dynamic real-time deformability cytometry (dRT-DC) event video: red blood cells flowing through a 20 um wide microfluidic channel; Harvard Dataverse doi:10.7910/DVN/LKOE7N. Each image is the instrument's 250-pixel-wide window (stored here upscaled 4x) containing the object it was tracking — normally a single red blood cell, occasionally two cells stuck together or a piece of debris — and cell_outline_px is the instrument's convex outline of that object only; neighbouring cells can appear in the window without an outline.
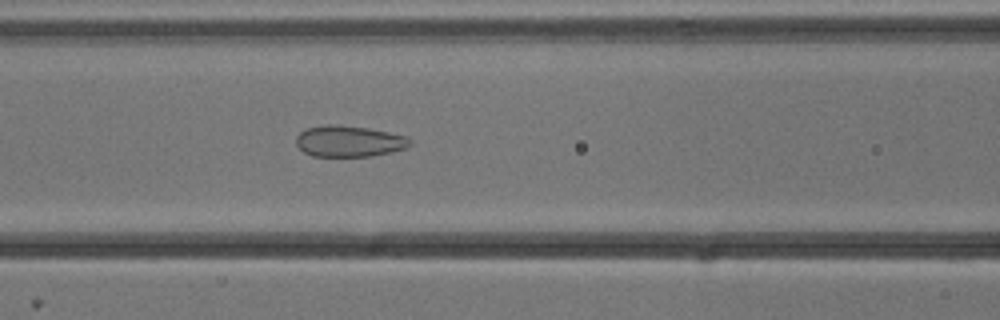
{"species": "common noctule bat (a hibernating species)", "species_latin": "Nyctalus noctula", "temperature_condition": "cold", "stored_images_in_passage": 54, "camera_frame_rate_fps": 3000, "um_per_image_px": 0.085, "animal": {"sex": "male", "body_mass_g": 13.3}, "frame": {"image": 1, "passage_image": 22, "time_ms": 7.0, "image_size_px": [1000, 320], "cell_outline_px": [[412, 144], [408, 148], [392, 152], [372, 156], [312, 156], [304, 152], [296, 144], [296, 136], [300, 132], [308, 128], [324, 124], [328, 124], [368, 128], [388, 132], [404, 136], [412, 140]], "centroid_in_image_um": [29.68, 12.01], "position_along_channel_um": 136.9, "area_um2": 20.69}}
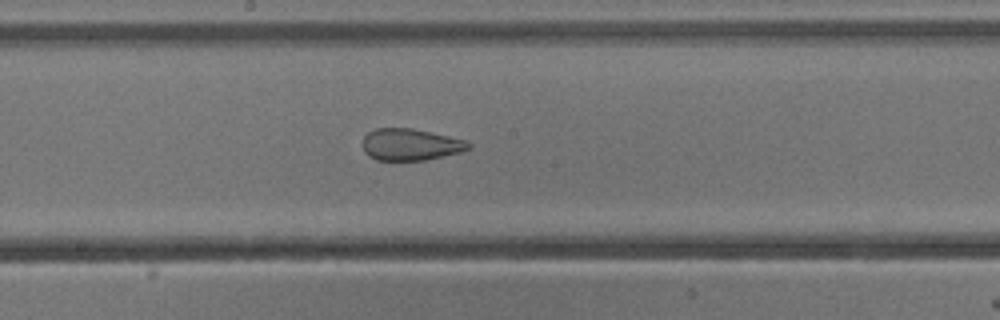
{"frame": {"image": 2, "passage_image": 28, "time_ms": 9.0, "image_size_px": [1000, 320], "cell_outline_px": [[472, 148], [460, 152], [424, 160], [376, 160], [368, 156], [364, 152], [364, 136], [368, 132], [376, 128], [412, 128], [448, 136], [464, 140], [472, 144]], "centroid_in_image_um": [34.88, 12.29], "position_along_channel_um": 213.3, "area_um2": 19.48}}
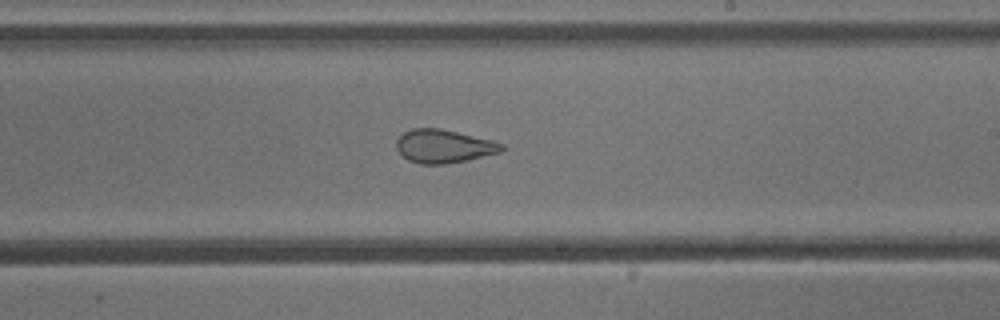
{"frame": {"image": 3, "passage_image": 31, "time_ms": 10.0, "image_size_px": [1000, 320], "cell_outline_px": [[504, 148], [500, 152], [468, 160], [444, 164], [420, 164], [408, 160], [396, 148], [396, 140], [404, 132], [412, 128], [440, 128], [492, 140], [504, 144]], "centroid_in_image_um": [37.71, 12.43], "position_along_channel_um": 251.3, "area_um2": 20.4}, "authors_computed_cell_mechanics": {"area_um2": 20.7791, "velocity_mm_per_s": 3.8135, "shape_relaxation_time_tau1_ms": null, "shape_relaxation_time_tau2_ms": 1.2744, "deformation_change_tau1": null, "deformation_change_tau2": 0.089}}